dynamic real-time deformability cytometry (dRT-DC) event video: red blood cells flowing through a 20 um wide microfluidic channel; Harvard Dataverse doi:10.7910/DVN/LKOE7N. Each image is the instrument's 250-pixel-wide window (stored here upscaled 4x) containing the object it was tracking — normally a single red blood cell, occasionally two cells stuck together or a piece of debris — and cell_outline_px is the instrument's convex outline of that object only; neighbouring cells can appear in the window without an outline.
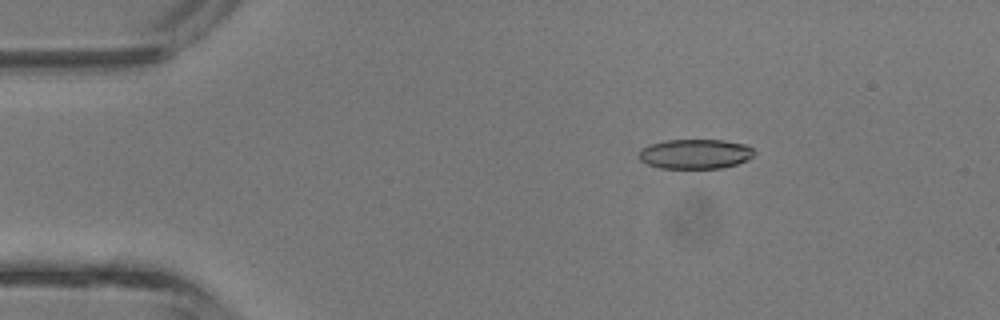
{"species": "common noctule bat (a hibernating species)", "species_latin": "Nyctalus noctula", "temperature_condition": "room temperature", "stored_images_in_passage": 4, "camera_frame_rate_fps": 3000, "um_per_image_px": 0.085, "animal": {"sex": "male", "body_mass_g": 13.3}, "frame": {"image": 1, "passage_image": 2, "time_ms": 0.333, "image_size_px": [1000, 320], "cell_outline_px": [[756, 152], [748, 160], [736, 164], [720, 168], [660, 168], [648, 164], [640, 160], [640, 148], [664, 140], [724, 140], [748, 144]], "centroid_in_image_um": [59.13, 13.08], "position_along_channel_um": 25.9, "area_um2": 20.0}}
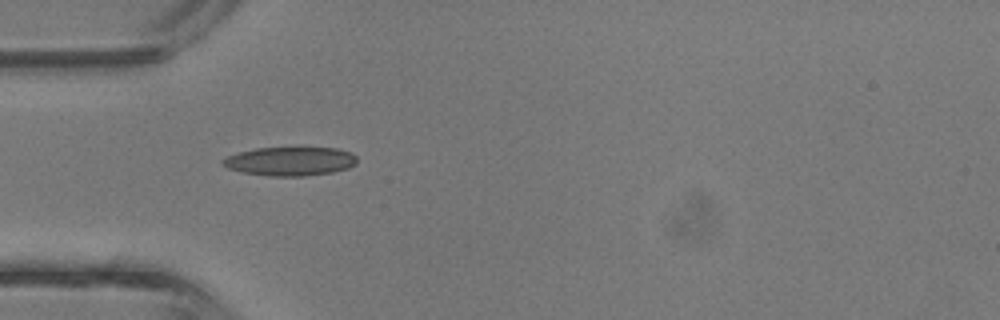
{"frame": {"image": 2, "passage_image": 4, "time_ms": 1.0, "image_size_px": [1000, 320], "cell_outline_px": [[356, 164], [348, 168], [332, 172], [304, 176], [268, 176], [244, 172], [228, 168], [220, 160], [228, 156], [240, 152], [256, 148], [336, 148], [352, 152], [356, 156]], "centroid_in_image_um": [24.69, 13.71], "position_along_channel_um": 60.3, "area_um2": 22.37}}